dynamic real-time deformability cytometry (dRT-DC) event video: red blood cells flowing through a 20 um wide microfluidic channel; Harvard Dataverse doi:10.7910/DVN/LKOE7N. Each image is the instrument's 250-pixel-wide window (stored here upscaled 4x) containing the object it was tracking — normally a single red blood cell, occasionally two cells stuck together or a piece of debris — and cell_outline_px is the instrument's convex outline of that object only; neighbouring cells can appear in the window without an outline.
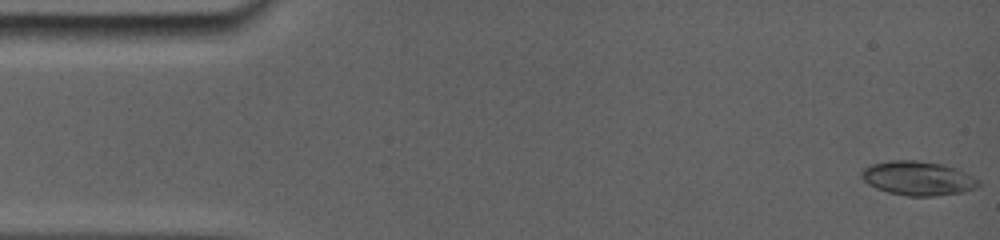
{"species": "common noctule bat (a hibernating species)", "species_latin": "Nyctalus noctula", "temperature_condition": "room temperature", "stored_images_in_passage": 38, "camera_frame_rate_fps": 5000, "um_per_image_px": 0.085, "animal": {"sex": "female", "body_mass_g": 19.0, "forearm_length_mm": 56.7}, "frame": {"image": 1, "passage_image": 1, "time_ms": 0.0, "image_size_px": [1000, 240], "cell_outline_px": [[980, 184], [972, 188], [960, 192], [932, 196], [908, 196], [888, 192], [876, 188], [868, 184], [864, 180], [864, 172], [868, 168], [876, 164], [936, 164], [952, 168], [976, 180]], "centroid_in_image_um": [78.04, 15.26], "position_along_channel_um": 7.0, "area_um2": 20.75}}
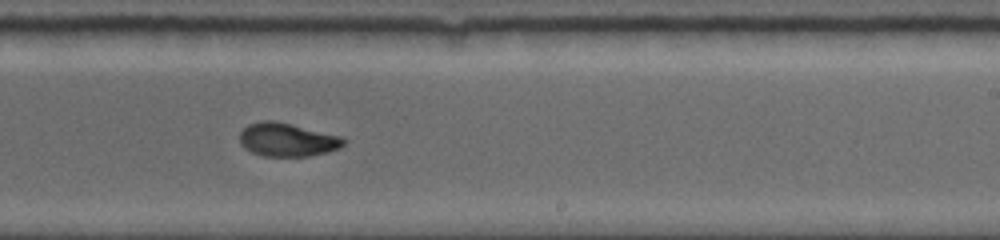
{"frame": {"image": 2, "passage_image": 18, "time_ms": 9.8, "image_size_px": [1000, 240], "cell_outline_px": [[348, 140], [340, 148], [328, 152], [308, 156], [264, 156], [252, 152], [244, 148], [240, 144], [240, 132], [248, 124], [264, 120], [272, 120], [340, 136]], "centroid_in_image_um": [24.41, 11.89], "position_along_channel_um": 264.6, "area_um2": 20.11}}
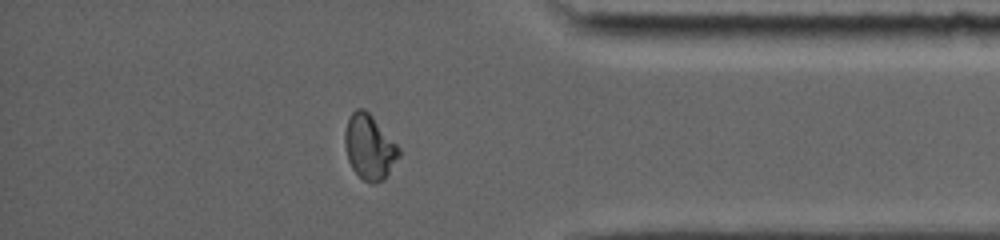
{"frame": {"image": 3, "passage_image": 30, "time_ms": 13.6, "image_size_px": [1000, 240], "cell_outline_px": [[400, 156], [384, 180], [376, 184], [372, 184], [364, 180], [352, 168], [348, 160], [344, 144], [344, 132], [348, 116], [356, 108], [364, 108], [372, 116], [400, 148]], "centroid_in_image_um": [31.39, 12.5], "position_along_channel_um": 403.8, "area_um2": 20.52}, "authors_computed_cell_mechanics": {"area_um2": 20.23, "velocity_mm_per_s": 3.8991, "shape_relaxation_time_tau1_ms": 5.5502, "shape_relaxation_time_tau2_ms": 1.3751, "deformation_change_tau1": 0.1812, "deformation_change_tau2": 0.0421}}